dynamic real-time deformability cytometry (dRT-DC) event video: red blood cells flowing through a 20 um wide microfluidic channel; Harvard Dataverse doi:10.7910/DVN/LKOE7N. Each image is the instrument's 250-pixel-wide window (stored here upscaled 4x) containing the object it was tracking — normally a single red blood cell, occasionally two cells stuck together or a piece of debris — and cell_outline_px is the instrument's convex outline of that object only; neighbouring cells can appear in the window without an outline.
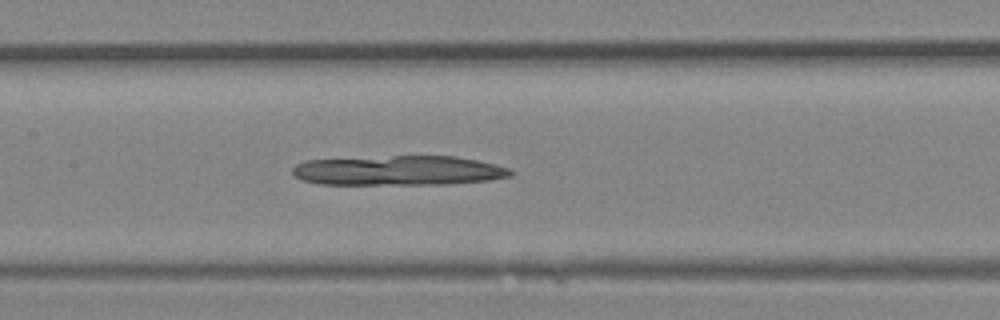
{"species": "Egyptian fruit bat (a non-hibernating species)", "species_latin": "Rousettus aegyptiacus", "temperature_condition": "room temperature", "stored_images_in_passage": 18, "camera_frame_rate_fps": 3000, "um_per_image_px": 0.085, "animal": {"sex": "female"}, "frame": {"image": 1, "passage_image": 12, "time_ms": 3.667, "image_size_px": [1000, 320], "cell_outline_px": [[516, 172], [512, 176], [488, 180], [448, 184], [320, 184], [300, 180], [292, 176], [292, 168], [296, 164], [308, 160], [392, 156], [456, 156], [496, 164], [508, 168]], "centroid_in_image_um": [33.88, 14.5], "position_along_channel_um": 173.5, "area_um2": 37.92}}
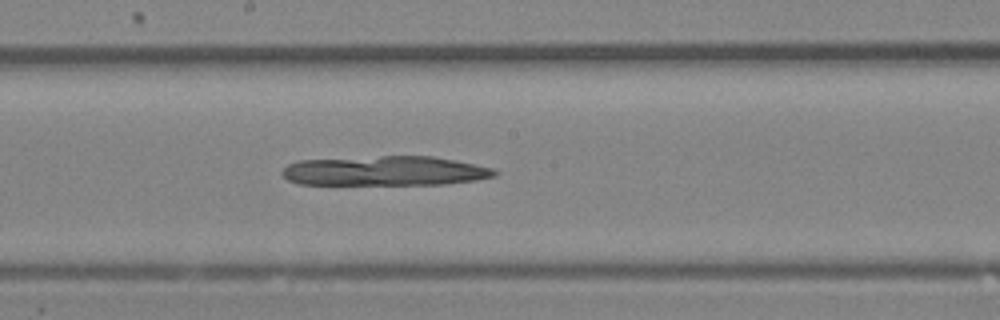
{"frame": {"image": 2, "passage_image": 14, "time_ms": 4.333, "image_size_px": [1000, 320], "cell_outline_px": [[496, 176], [476, 180], [444, 184], [300, 184], [288, 180], [280, 172], [288, 164], [300, 160], [380, 156], [432, 156], [456, 160], [492, 168], [496, 172]], "centroid_in_image_um": [32.72, 14.52], "position_along_channel_um": 215.5, "area_um2": 36.53}}
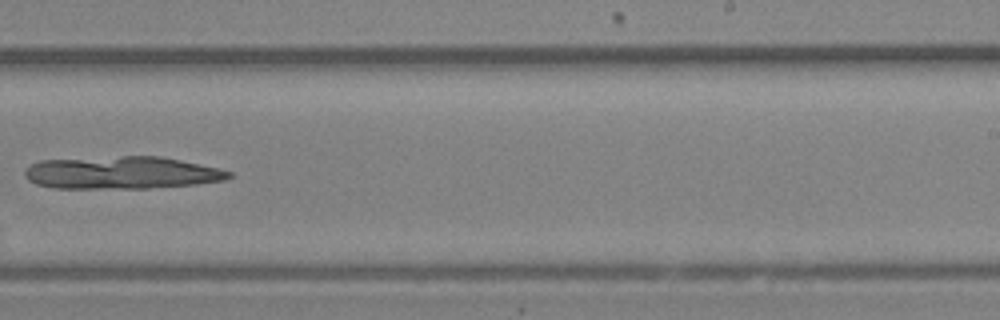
{"frame": {"image": 3, "passage_image": 17, "time_ms": 5.333, "image_size_px": [1000, 320], "cell_outline_px": [[232, 176], [224, 180], [196, 184], [148, 188], [52, 188], [36, 184], [28, 180], [24, 176], [24, 168], [40, 160], [124, 156], [160, 156], [180, 160], [216, 168], [232, 172]], "centroid_in_image_um": [10.28, 14.68], "position_along_channel_um": 278.7, "area_um2": 38.61}}